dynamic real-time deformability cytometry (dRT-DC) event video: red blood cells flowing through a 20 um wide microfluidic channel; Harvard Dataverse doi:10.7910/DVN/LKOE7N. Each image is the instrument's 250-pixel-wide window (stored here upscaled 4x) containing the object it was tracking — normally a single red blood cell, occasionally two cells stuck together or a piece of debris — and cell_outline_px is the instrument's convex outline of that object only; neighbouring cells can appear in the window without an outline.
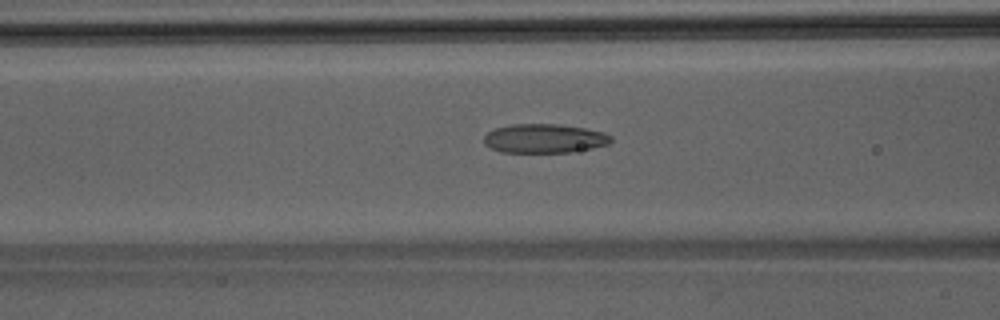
{"species": "Egyptian fruit bat (a non-hibernating species)", "species_latin": "Rousettus aegyptiacus", "temperature_condition": "room temperature", "stored_images_in_passage": 46, "camera_frame_rate_fps": 3000, "um_per_image_px": 0.085, "animal": {"sex": "male"}, "frame": {"image": 1, "passage_image": 20, "time_ms": 6.333, "image_size_px": [1000, 320], "cell_outline_px": [[612, 140], [608, 144], [592, 148], [572, 152], [500, 152], [484, 144], [484, 136], [488, 132], [496, 128], [512, 124], [560, 124], [584, 128], [604, 132], [612, 136]], "centroid_in_image_um": [46.28, 11.77], "position_along_channel_um": 120.3, "area_um2": 21.5}}
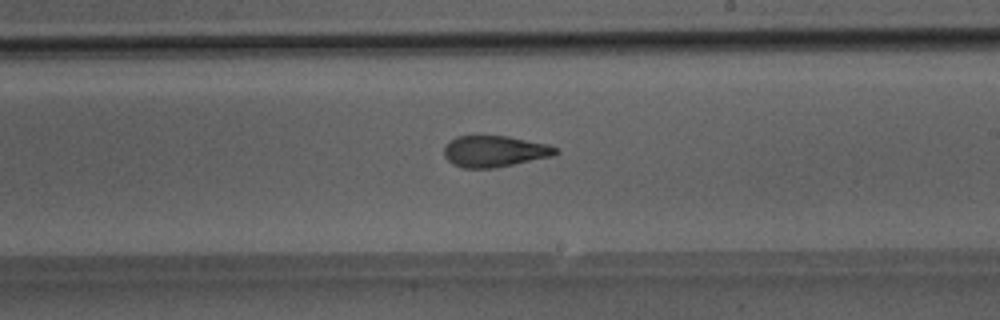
{"frame": {"image": 2, "passage_image": 29, "time_ms": 9.333, "image_size_px": [1000, 320], "cell_outline_px": [[560, 152], [552, 156], [492, 168], [464, 168], [452, 164], [444, 156], [444, 148], [456, 136], [508, 136], [548, 144], [556, 148]], "centroid_in_image_um": [42.04, 12.86], "position_along_channel_um": 247.0, "area_um2": 20.11}}
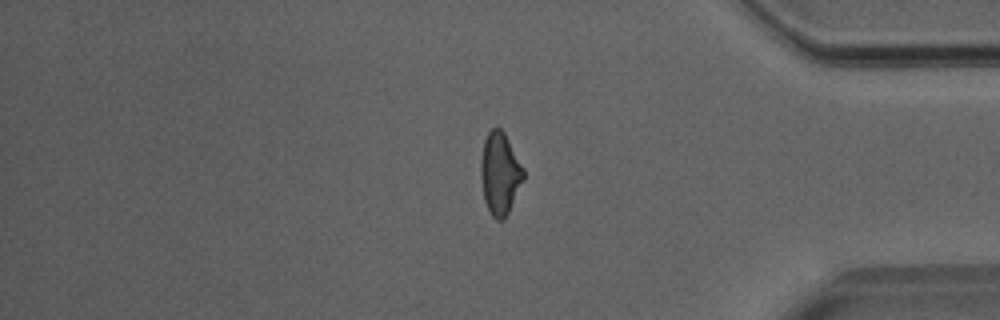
{"frame": {"image": 3, "passage_image": 41, "time_ms": 13.333, "image_size_px": [1000, 320], "cell_outline_px": [[524, 180], [504, 220], [496, 220], [492, 216], [484, 200], [480, 176], [480, 160], [484, 140], [488, 132], [492, 128], [500, 128], [504, 132], [524, 168]], "centroid_in_image_um": [42.49, 14.74], "position_along_channel_um": 392.7, "area_um2": 20.52}}